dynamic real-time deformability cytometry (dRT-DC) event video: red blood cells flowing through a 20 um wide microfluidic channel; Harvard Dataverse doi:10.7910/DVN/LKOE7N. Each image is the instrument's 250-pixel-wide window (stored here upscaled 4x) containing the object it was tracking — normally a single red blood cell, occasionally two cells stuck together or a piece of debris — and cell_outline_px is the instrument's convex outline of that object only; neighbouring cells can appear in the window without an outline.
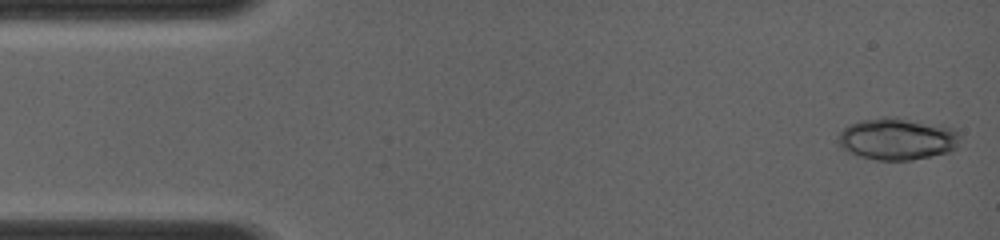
{"species": "common noctule bat (a hibernating species)", "species_latin": "Nyctalus noctula", "temperature_condition": "room temperature", "stored_images_in_passage": 6, "camera_frame_rate_fps": 4000, "um_per_image_px": 0.085, "animal": {"sex": "female", "body_mass_g": 19.0, "forearm_length_mm": 56.7}, "frame": {"image": 1, "passage_image": 1, "time_ms": 0.0, "image_size_px": [1000, 240], "cell_outline_px": [[960, 136], [956, 148], [952, 152], [908, 160], [876, 160], [860, 156], [844, 148], [840, 144], [840, 132], [848, 124], [860, 120], [884, 116], [888, 116], [940, 124], [952, 128]], "centroid_in_image_um": [76.3, 11.79], "position_along_channel_um": 8.7, "area_um2": 29.65}}